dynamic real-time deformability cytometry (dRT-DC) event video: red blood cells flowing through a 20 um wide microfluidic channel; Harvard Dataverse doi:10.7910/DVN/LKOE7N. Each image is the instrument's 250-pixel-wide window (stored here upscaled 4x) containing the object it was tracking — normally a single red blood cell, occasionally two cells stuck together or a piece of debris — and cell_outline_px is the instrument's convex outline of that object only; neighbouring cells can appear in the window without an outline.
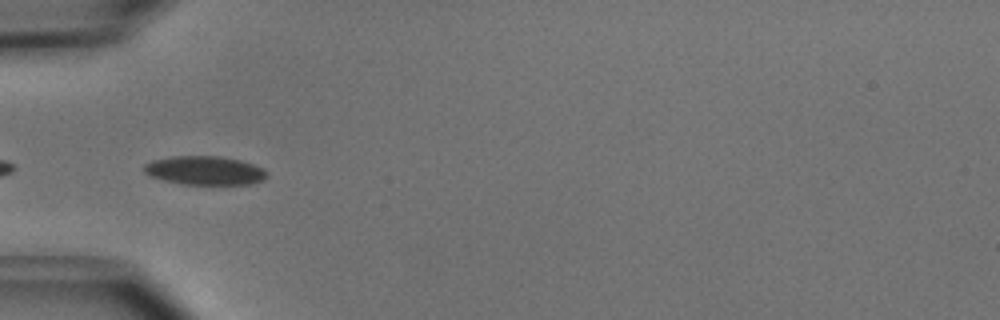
{"species": "common noctule bat (a hibernating species)", "species_latin": "Nyctalus noctula", "temperature_condition": "cold", "stored_images_in_passage": 4, "camera_frame_rate_fps": 3000, "um_per_image_px": 0.085, "animal": {"sex": "male", "body_mass_g": 15.6}, "frame": {"image": 1, "passage_image": 2, "time_ms": 0.333, "image_size_px": [1000, 320], "cell_outline_px": [[268, 176], [264, 180], [252, 184], [180, 184], [164, 180], [152, 176], [144, 172], [144, 164], [152, 160], [172, 156], [220, 156], [240, 160], [252, 164], [268, 172]], "centroid_in_image_um": [17.41, 14.49], "position_along_channel_um": 67.6, "area_um2": 20.58}}